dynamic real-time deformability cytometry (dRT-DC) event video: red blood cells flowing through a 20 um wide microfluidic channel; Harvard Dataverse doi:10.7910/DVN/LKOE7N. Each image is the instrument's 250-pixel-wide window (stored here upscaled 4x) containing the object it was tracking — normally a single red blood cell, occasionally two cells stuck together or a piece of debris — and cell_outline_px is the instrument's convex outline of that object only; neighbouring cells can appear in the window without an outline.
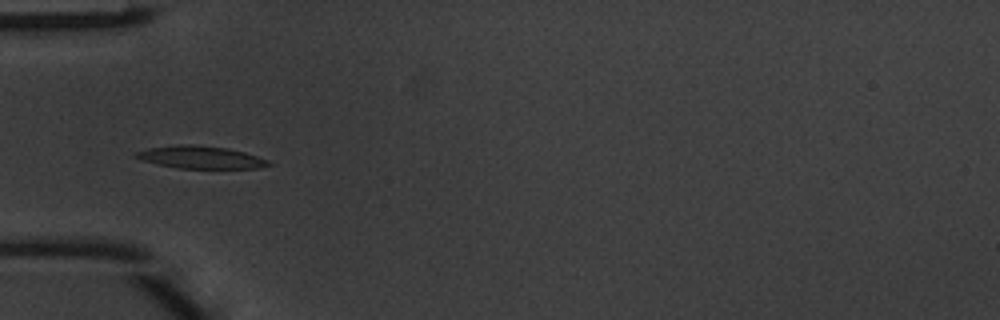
{"species": "common noctule bat (a hibernating species)", "species_latin": "Nyctalus noctula", "temperature_condition": "warm", "stored_images_in_passage": 40, "camera_frame_rate_fps": 3000, "um_per_image_px": 0.085, "animal": {"sex": "male", "body_mass_g": 20.1, "forearm_length_mm": 53.5}, "frame": {"image": 1, "passage_image": 7, "time_ms": 2.0, "image_size_px": [1000, 320], "cell_outline_px": [[272, 164], [256, 168], [180, 168], [140, 160], [132, 156], [136, 152], [148, 148], [176, 144], [192, 144], [228, 148], [244, 152], [268, 160]], "centroid_in_image_um": [17.01, 13.35], "position_along_channel_um": 68.0, "area_um2": 17.28}}
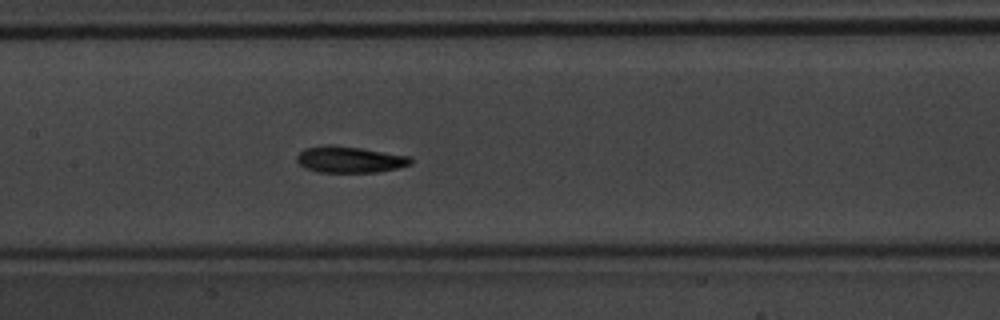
{"frame": {"image": 2, "passage_image": 15, "time_ms": 4.667, "image_size_px": [1000, 320], "cell_outline_px": [[412, 164], [396, 168], [376, 172], [316, 172], [304, 168], [296, 160], [296, 156], [304, 148], [328, 144], [332, 144], [360, 148], [412, 156]], "centroid_in_image_um": [29.7, 13.55], "position_along_channel_um": 177.7, "area_um2": 17.63}}
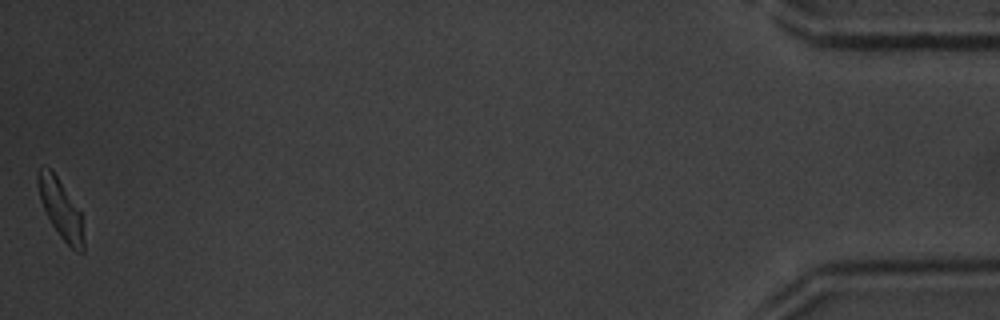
{"frame": {"image": 3, "passage_image": 40, "time_ms": 13.0, "image_size_px": [1000, 320], "cell_outline_px": [[84, 252], [76, 252], [60, 236], [52, 224], [40, 200], [36, 180], [36, 176], [44, 164], [56, 176], [80, 212], [84, 240]], "centroid_in_image_um": [5.15, 17.78], "position_along_channel_um": 430.1, "area_um2": 15.2}, "authors_computed_cell_mechanics": {"area_um2": 16.8198, "velocity_mm_per_s": 4.1143, "shape_relaxation_time_tau1_ms": 2.0419, "shape_relaxation_time_tau2_ms": 3.7613, "deformation_change_tau1": 0.1383, "deformation_change_tau2": 0.1252}}